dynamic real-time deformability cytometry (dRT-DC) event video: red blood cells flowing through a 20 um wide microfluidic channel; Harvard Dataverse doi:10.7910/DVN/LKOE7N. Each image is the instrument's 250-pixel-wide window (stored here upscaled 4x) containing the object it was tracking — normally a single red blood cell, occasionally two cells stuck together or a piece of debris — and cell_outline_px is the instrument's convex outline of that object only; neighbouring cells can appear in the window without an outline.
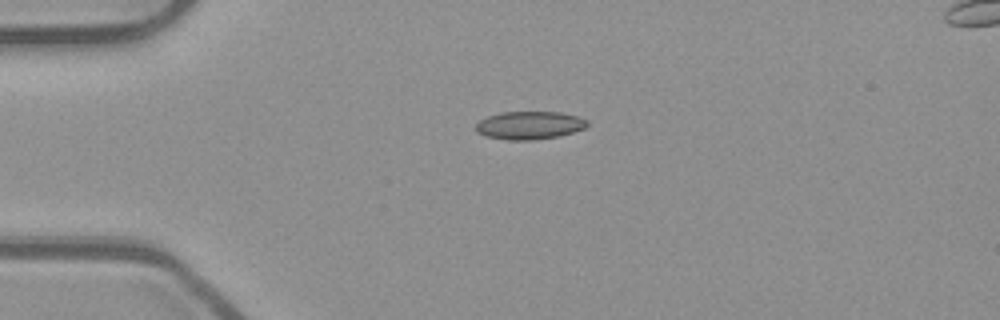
{"species": "common noctule bat (a hibernating species)", "species_latin": "Nyctalus noctula", "temperature_condition": "room temperature", "stored_images_in_passage": 41, "camera_frame_rate_fps": 3000, "um_per_image_px": 0.085, "animal": {"sex": "male", "body_mass_g": 23.1, "forearm_length_mm": 52.7}, "frame": {"image": 1, "passage_image": 1, "time_ms": 0.0, "image_size_px": [1000, 320], "cell_outline_px": [[588, 124], [584, 128], [560, 136], [532, 140], [508, 140], [484, 136], [476, 132], [476, 124], [480, 120], [488, 116], [500, 112], [560, 112], [580, 116], [588, 120]], "centroid_in_image_um": [45.0, 10.65], "position_along_channel_um": 40.0, "area_um2": 18.32}}
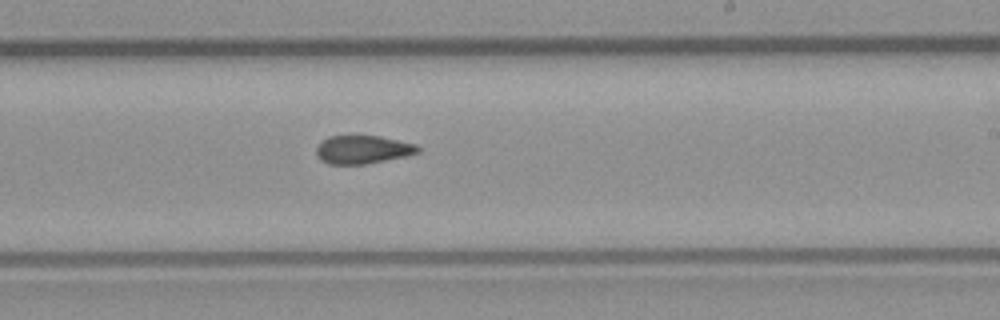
{"frame": {"image": 2, "passage_image": 20, "time_ms": 6.333, "image_size_px": [1000, 320], "cell_outline_px": [[420, 152], [404, 156], [364, 164], [328, 164], [320, 160], [316, 156], [316, 148], [328, 136], [352, 132], [380, 136], [416, 144], [420, 148]], "centroid_in_image_um": [30.78, 12.66], "position_along_channel_um": 258.2, "area_um2": 17.34}}
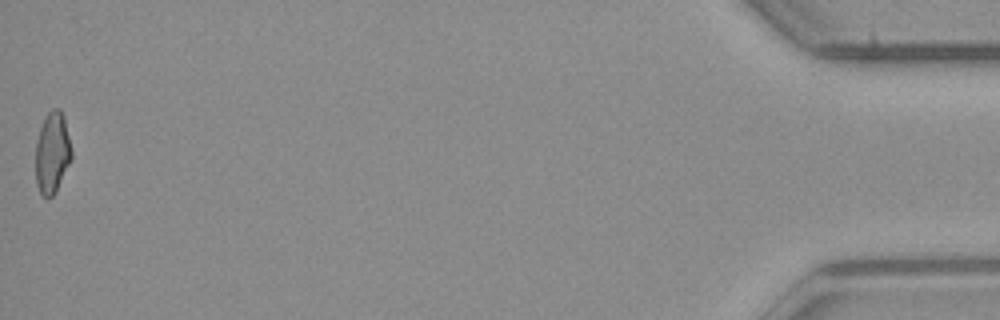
{"frame": {"image": 3, "passage_image": 41, "time_ms": 13.333, "image_size_px": [1000, 320], "cell_outline_px": [[72, 160], [56, 192], [52, 196], [44, 196], [40, 192], [36, 184], [36, 144], [40, 128], [48, 112], [52, 108], [60, 108], [64, 116], [72, 152]], "centroid_in_image_um": [4.46, 12.98], "position_along_channel_um": 430.7, "area_um2": 17.05}, "authors_computed_cell_mechanics": {"area_um2": 17.34, "velocity_mm_per_s": 3.9204, "shape_relaxation_time_tau1_ms": null, "shape_relaxation_time_tau2_ms": 3.0683, "deformation_change_tau1": null, "deformation_change_tau2": 0.1034}}